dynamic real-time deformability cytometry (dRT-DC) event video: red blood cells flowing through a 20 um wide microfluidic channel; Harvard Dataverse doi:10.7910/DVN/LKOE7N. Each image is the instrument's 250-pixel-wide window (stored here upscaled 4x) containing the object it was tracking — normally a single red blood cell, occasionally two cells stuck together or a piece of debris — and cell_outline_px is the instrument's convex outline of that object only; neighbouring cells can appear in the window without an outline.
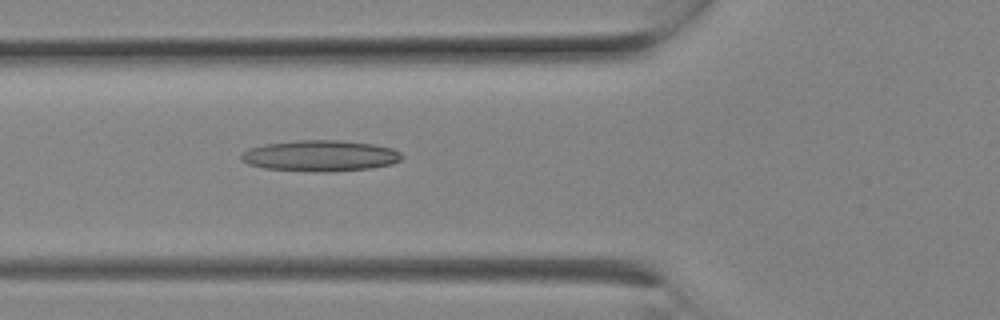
{"species": "Egyptian fruit bat (a non-hibernating species)", "species_latin": "Rousettus aegyptiacus", "temperature_condition": "room temperature", "stored_images_in_passage": 4, "camera_frame_rate_fps": 3000, "um_per_image_px": 0.085, "animal": {"sex": "female"}, "frame": {"image": 1, "passage_image": 4, "time_ms": 1.0, "image_size_px": [1000, 320], "cell_outline_px": [[404, 156], [400, 160], [392, 164], [372, 168], [328, 172], [324, 172], [264, 168], [248, 164], [240, 160], [240, 156], [248, 148], [264, 144], [296, 140], [340, 140], [372, 144], [392, 148], [400, 152]], "centroid_in_image_um": [27.22, 13.24], "position_along_channel_um": 98.6, "area_um2": 29.13}}